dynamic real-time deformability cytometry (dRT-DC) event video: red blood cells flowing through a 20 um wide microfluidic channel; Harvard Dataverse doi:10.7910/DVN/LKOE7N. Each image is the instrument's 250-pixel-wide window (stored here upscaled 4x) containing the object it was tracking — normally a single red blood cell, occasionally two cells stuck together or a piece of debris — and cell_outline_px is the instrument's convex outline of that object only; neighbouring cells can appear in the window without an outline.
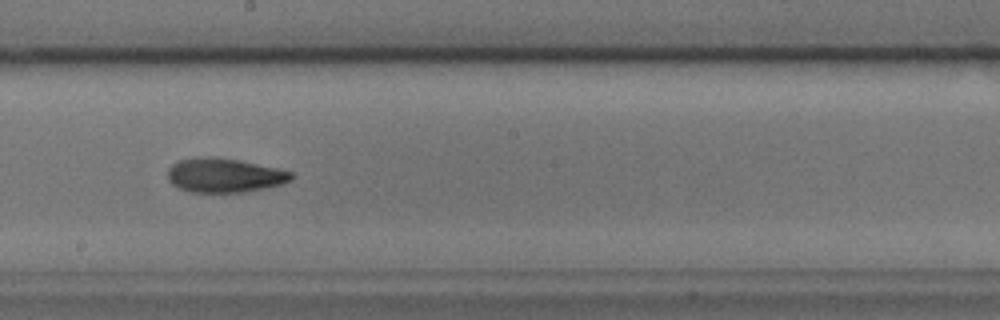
{"species": "common noctule bat (a hibernating species)", "species_latin": "Nyctalus noctula", "temperature_condition": "cold", "stored_images_in_passage": 22, "camera_frame_rate_fps": 3000, "um_per_image_px": 0.085, "animal": {"sex": "male", "body_mass_g": 17.9, "forearm_length_mm": 54.2}, "frame": {"image": 1, "passage_image": 19, "time_ms": 6.0, "image_size_px": [1000, 320], "cell_outline_px": [[296, 176], [292, 180], [284, 184], [244, 192], [192, 192], [180, 188], [172, 184], [168, 180], [168, 168], [172, 164], [180, 160], [196, 156], [240, 160], [280, 168], [292, 172]], "centroid_in_image_um": [19.12, 14.9], "position_along_channel_um": 229.1, "area_um2": 24.8}}